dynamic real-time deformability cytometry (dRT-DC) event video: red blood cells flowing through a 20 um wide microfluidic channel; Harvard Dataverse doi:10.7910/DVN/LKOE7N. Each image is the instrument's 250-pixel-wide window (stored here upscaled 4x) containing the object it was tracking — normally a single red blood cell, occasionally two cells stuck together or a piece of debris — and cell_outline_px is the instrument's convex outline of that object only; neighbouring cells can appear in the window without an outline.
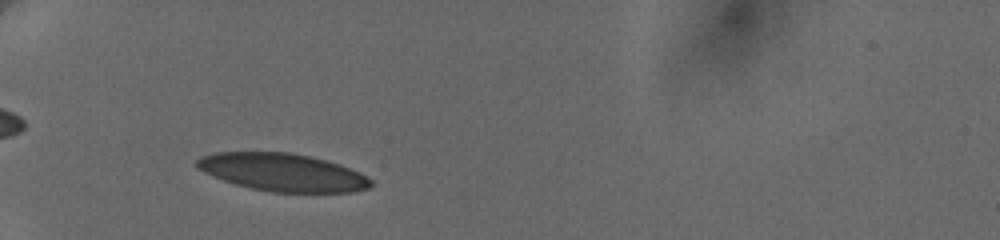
{"species": "human", "species_latin": "Homo sapiens", "temperature_condition": "cold", "stored_images_in_passage": 5, "camera_frame_rate_fps": 3000, "um_per_image_px": 0.085, "donor": {"sex": "female"}, "frame": {"image": 1, "passage_image": 2, "time_ms": 1.0, "image_size_px": [1000, 240], "cell_outline_px": [[372, 184], [368, 188], [352, 192], [272, 192], [252, 188], [236, 184], [212, 176], [196, 168], [196, 160], [200, 156], [216, 152], [292, 152], [340, 164], [372, 180]], "centroid_in_image_um": [23.97, 14.64], "position_along_channel_um": 61.0, "area_um2": 37.97}}
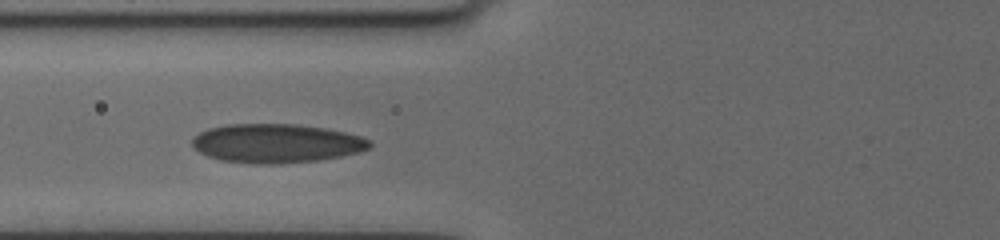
{"frame": {"image": 2, "passage_image": 4, "time_ms": 2.667, "image_size_px": [1000, 240], "cell_outline_px": [[372, 144], [368, 148], [360, 152], [320, 160], [280, 164], [256, 164], [220, 160], [208, 156], [192, 148], [192, 140], [200, 132], [208, 128], [228, 124], [296, 124], [324, 128], [344, 132], [360, 136], [372, 140]], "centroid_in_image_um": [23.49, 12.19], "position_along_channel_um": 102.3, "area_um2": 40.4}}